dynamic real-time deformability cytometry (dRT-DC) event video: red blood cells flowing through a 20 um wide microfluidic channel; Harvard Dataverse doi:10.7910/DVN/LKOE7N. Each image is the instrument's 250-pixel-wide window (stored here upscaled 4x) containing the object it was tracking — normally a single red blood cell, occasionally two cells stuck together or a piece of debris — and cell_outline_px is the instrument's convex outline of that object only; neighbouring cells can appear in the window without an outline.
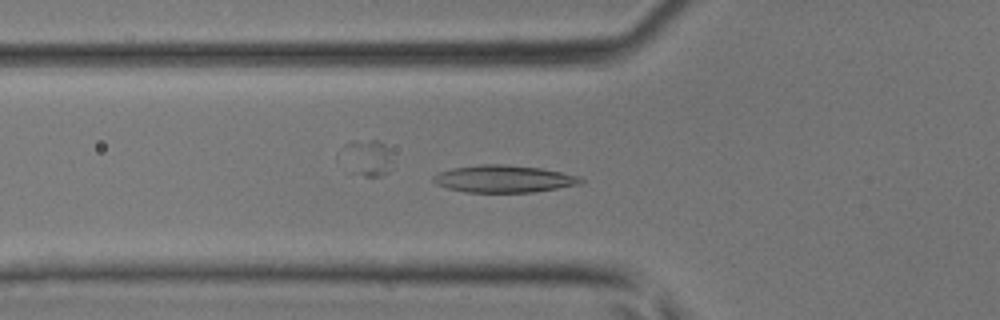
{"species": "common noctule bat (a hibernating species)", "species_latin": "Nyctalus noctula", "temperature_condition": "room temperature", "stored_images_in_passage": 30, "camera_frame_rate_fps": 3000, "um_per_image_px": 0.085, "animal": {"sex": "male", "body_mass_g": 17.9, "forearm_length_mm": 54.2}, "frame": {"image": 1, "passage_image": 2, "time_ms": 0.333, "image_size_px": [1000, 320], "cell_outline_px": [[584, 180], [580, 184], [532, 192], [464, 192], [448, 188], [436, 184], [432, 180], [432, 176], [440, 172], [452, 168], [480, 164], [500, 164], [540, 168], [580, 176]], "centroid_in_image_um": [42.79, 15.2], "position_along_channel_um": 83.0, "area_um2": 23.24}}
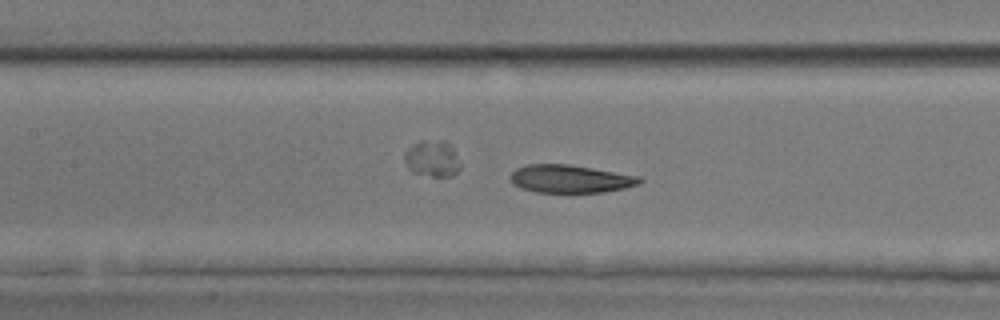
{"frame": {"image": 2, "passage_image": 7, "time_ms": 2.0, "image_size_px": [1000, 320], "cell_outline_px": [[644, 180], [640, 184], [624, 188], [600, 192], [536, 192], [520, 188], [512, 184], [508, 176], [516, 168], [528, 164], [568, 164], [640, 176]], "centroid_in_image_um": [48.44, 15.2], "position_along_channel_um": 159.0, "area_um2": 21.1}}
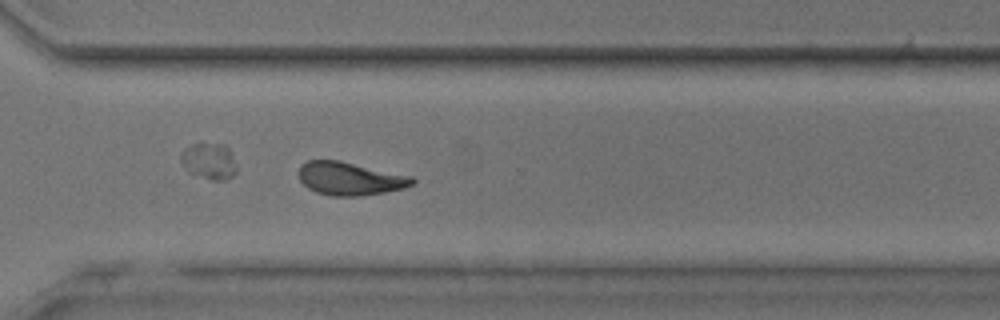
{"frame": {"image": 3, "passage_image": 19, "time_ms": 6.0, "image_size_px": [1000, 320], "cell_outline_px": [[416, 180], [412, 184], [404, 188], [384, 192], [356, 196], [332, 196], [316, 192], [308, 188], [300, 180], [300, 164], [308, 160], [340, 160], [412, 176]], "centroid_in_image_um": [29.75, 15.17], "position_along_channel_um": 340.9, "area_um2": 21.85}}